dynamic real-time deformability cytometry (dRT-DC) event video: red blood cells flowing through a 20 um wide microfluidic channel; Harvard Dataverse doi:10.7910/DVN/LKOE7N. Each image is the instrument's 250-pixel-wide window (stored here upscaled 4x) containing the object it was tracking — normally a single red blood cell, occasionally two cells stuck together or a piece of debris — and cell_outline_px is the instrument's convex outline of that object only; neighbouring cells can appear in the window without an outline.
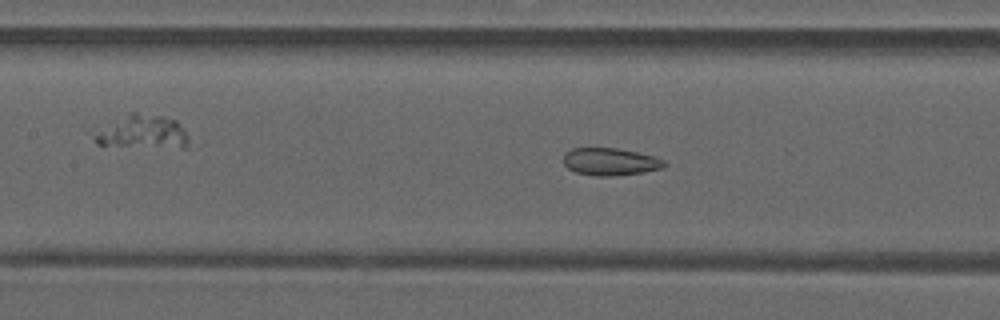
{"species": "common noctule bat (a hibernating species)", "species_latin": "Nyctalus noctula", "temperature_condition": "warm", "stored_images_in_passage": 48, "camera_frame_rate_fps": 3000, "um_per_image_px": 0.085, "animal": {"sex": "male", "forearm_length_mm": 52.5}, "frame": {"image": 1, "passage_image": 22, "time_ms": 7.0, "image_size_px": [1000, 320], "cell_outline_px": [[668, 164], [664, 168], [644, 172], [612, 176], [596, 176], [576, 172], [568, 168], [564, 164], [564, 152], [572, 148], [616, 148], [636, 152], [652, 156], [664, 160]], "centroid_in_image_um": [51.87, 13.75], "position_along_channel_um": 155.5, "area_um2": 16.13}}
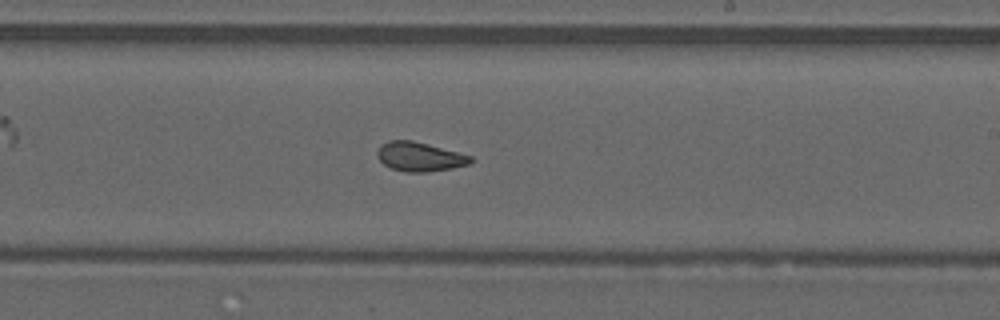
{"frame": {"image": 2, "passage_image": 29, "time_ms": 9.333, "image_size_px": [1000, 320], "cell_outline_px": [[476, 160], [472, 164], [452, 168], [428, 172], [404, 172], [392, 168], [384, 164], [376, 156], [376, 152], [380, 144], [388, 140], [412, 140], [472, 156]], "centroid_in_image_um": [35.68, 13.32], "position_along_channel_um": 253.3, "area_um2": 16.07}}
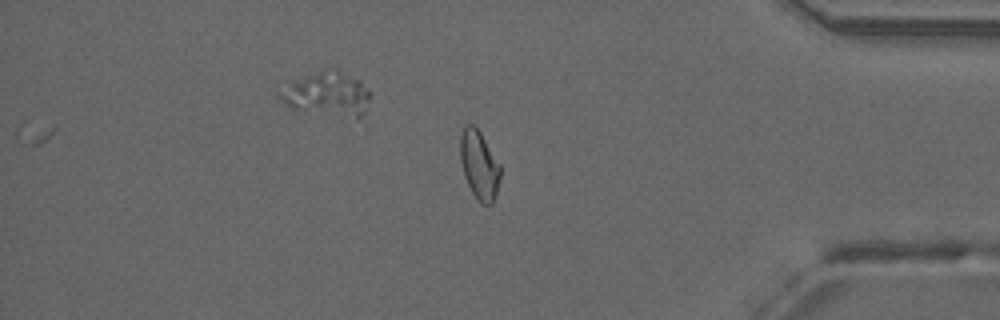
{"frame": {"image": 3, "passage_image": 41, "time_ms": 13.333, "image_size_px": [1000, 320], "cell_outline_px": [[500, 176], [496, 196], [492, 204], [480, 204], [472, 192], [464, 176], [460, 160], [460, 136], [464, 128], [468, 124], [472, 124], [480, 132], [500, 164]], "centroid_in_image_um": [40.73, 14.05], "position_along_channel_um": 394.5, "area_um2": 15.95}, "authors_computed_cell_mechanics": {"area_um2": 16.8776, "velocity_mm_per_s": 4.2009, "shape_relaxation_time_tau1_ms": null, "shape_relaxation_time_tau2_ms": 1.0559, "deformation_change_tau1": null, "deformation_change_tau2": 0.0752}}